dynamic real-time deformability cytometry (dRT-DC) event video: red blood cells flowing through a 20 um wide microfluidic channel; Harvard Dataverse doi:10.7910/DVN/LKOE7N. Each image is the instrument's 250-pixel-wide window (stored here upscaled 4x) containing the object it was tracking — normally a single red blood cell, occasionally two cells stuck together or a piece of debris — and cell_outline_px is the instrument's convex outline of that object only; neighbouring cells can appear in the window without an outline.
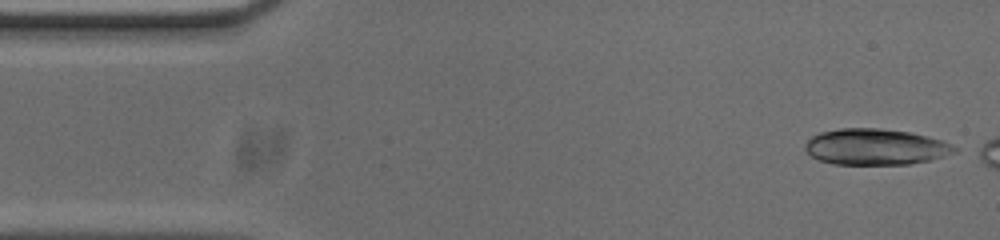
{"species": "common noctule bat (a hibernating species)", "species_latin": "Nyctalus noctula", "temperature_condition": "cold", "stored_images_in_passage": 10, "camera_frame_rate_fps": 3000, "um_per_image_px": 0.085, "animal": {"sex": "male", "body_mass_g": 20.0, "forearm_length_mm": 53.3}, "frame": {"image": 1, "passage_image": 1, "time_ms": 0.0, "image_size_px": [1000, 240], "cell_outline_px": [[960, 148], [956, 152], [944, 156], [928, 160], [908, 164], [832, 164], [820, 160], [812, 156], [804, 148], [804, 144], [812, 136], [820, 132], [840, 128], [880, 128], [908, 132], [928, 136], [952, 144]], "centroid_in_image_um": [74.42, 12.48], "position_along_channel_um": 10.6, "area_um2": 31.39}}